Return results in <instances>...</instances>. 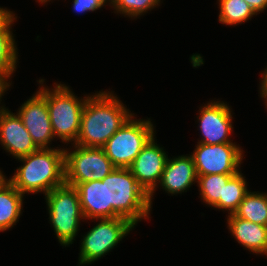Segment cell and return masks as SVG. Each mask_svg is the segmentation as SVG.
I'll return each mask as SVG.
<instances>
[{"label": "cell", "mask_w": 267, "mask_h": 266, "mask_svg": "<svg viewBox=\"0 0 267 266\" xmlns=\"http://www.w3.org/2000/svg\"><path fill=\"white\" fill-rule=\"evenodd\" d=\"M38 148H52L54 133L46 98L37 90L16 111Z\"/></svg>", "instance_id": "12"}, {"label": "cell", "mask_w": 267, "mask_h": 266, "mask_svg": "<svg viewBox=\"0 0 267 266\" xmlns=\"http://www.w3.org/2000/svg\"><path fill=\"white\" fill-rule=\"evenodd\" d=\"M66 184L77 189L85 221L111 218V206H107L106 181L93 180Z\"/></svg>", "instance_id": "15"}, {"label": "cell", "mask_w": 267, "mask_h": 266, "mask_svg": "<svg viewBox=\"0 0 267 266\" xmlns=\"http://www.w3.org/2000/svg\"><path fill=\"white\" fill-rule=\"evenodd\" d=\"M16 19L17 16L15 12L0 7V33H13L12 25Z\"/></svg>", "instance_id": "25"}, {"label": "cell", "mask_w": 267, "mask_h": 266, "mask_svg": "<svg viewBox=\"0 0 267 266\" xmlns=\"http://www.w3.org/2000/svg\"><path fill=\"white\" fill-rule=\"evenodd\" d=\"M0 144L15 159L39 149L18 114L5 106L0 108Z\"/></svg>", "instance_id": "13"}, {"label": "cell", "mask_w": 267, "mask_h": 266, "mask_svg": "<svg viewBox=\"0 0 267 266\" xmlns=\"http://www.w3.org/2000/svg\"><path fill=\"white\" fill-rule=\"evenodd\" d=\"M13 33H0V72L9 80L17 70L18 48Z\"/></svg>", "instance_id": "22"}, {"label": "cell", "mask_w": 267, "mask_h": 266, "mask_svg": "<svg viewBox=\"0 0 267 266\" xmlns=\"http://www.w3.org/2000/svg\"><path fill=\"white\" fill-rule=\"evenodd\" d=\"M52 0H37L36 2H39L40 4H46L47 2H50Z\"/></svg>", "instance_id": "31"}, {"label": "cell", "mask_w": 267, "mask_h": 266, "mask_svg": "<svg viewBox=\"0 0 267 266\" xmlns=\"http://www.w3.org/2000/svg\"><path fill=\"white\" fill-rule=\"evenodd\" d=\"M247 183L241 170L234 174L224 185L223 199H219L213 208L222 211L226 210L228 215L234 214L245 195L249 192Z\"/></svg>", "instance_id": "19"}, {"label": "cell", "mask_w": 267, "mask_h": 266, "mask_svg": "<svg viewBox=\"0 0 267 266\" xmlns=\"http://www.w3.org/2000/svg\"><path fill=\"white\" fill-rule=\"evenodd\" d=\"M45 200L49 223L59 243L63 247H69L78 235L80 220H85L77 189L64 183L47 193Z\"/></svg>", "instance_id": "5"}, {"label": "cell", "mask_w": 267, "mask_h": 266, "mask_svg": "<svg viewBox=\"0 0 267 266\" xmlns=\"http://www.w3.org/2000/svg\"><path fill=\"white\" fill-rule=\"evenodd\" d=\"M38 91L46 98L49 117L54 137L64 145L76 143L79 136L83 107L89 96L79 98L72 89L61 82L54 83L53 88L44 86L45 79L37 80Z\"/></svg>", "instance_id": "4"}, {"label": "cell", "mask_w": 267, "mask_h": 266, "mask_svg": "<svg viewBox=\"0 0 267 266\" xmlns=\"http://www.w3.org/2000/svg\"><path fill=\"white\" fill-rule=\"evenodd\" d=\"M17 160L21 165L7 179L23 195H46L65 183L64 147L39 148Z\"/></svg>", "instance_id": "2"}, {"label": "cell", "mask_w": 267, "mask_h": 266, "mask_svg": "<svg viewBox=\"0 0 267 266\" xmlns=\"http://www.w3.org/2000/svg\"><path fill=\"white\" fill-rule=\"evenodd\" d=\"M24 197L7 178L0 183V232L10 230L19 221Z\"/></svg>", "instance_id": "17"}, {"label": "cell", "mask_w": 267, "mask_h": 266, "mask_svg": "<svg viewBox=\"0 0 267 266\" xmlns=\"http://www.w3.org/2000/svg\"><path fill=\"white\" fill-rule=\"evenodd\" d=\"M133 114L114 91L101 90L89 94L75 144L102 148Z\"/></svg>", "instance_id": "1"}, {"label": "cell", "mask_w": 267, "mask_h": 266, "mask_svg": "<svg viewBox=\"0 0 267 266\" xmlns=\"http://www.w3.org/2000/svg\"><path fill=\"white\" fill-rule=\"evenodd\" d=\"M155 138L156 135L148 141L129 167L136 181L149 195L151 207L153 195L157 190L168 159V154L163 147L157 144Z\"/></svg>", "instance_id": "11"}, {"label": "cell", "mask_w": 267, "mask_h": 266, "mask_svg": "<svg viewBox=\"0 0 267 266\" xmlns=\"http://www.w3.org/2000/svg\"><path fill=\"white\" fill-rule=\"evenodd\" d=\"M106 181L107 206H111V218L122 217L135 226L149 219L152 207L149 195L139 185L129 168H114Z\"/></svg>", "instance_id": "3"}, {"label": "cell", "mask_w": 267, "mask_h": 266, "mask_svg": "<svg viewBox=\"0 0 267 266\" xmlns=\"http://www.w3.org/2000/svg\"><path fill=\"white\" fill-rule=\"evenodd\" d=\"M258 15L267 8V0H244Z\"/></svg>", "instance_id": "26"}, {"label": "cell", "mask_w": 267, "mask_h": 266, "mask_svg": "<svg viewBox=\"0 0 267 266\" xmlns=\"http://www.w3.org/2000/svg\"><path fill=\"white\" fill-rule=\"evenodd\" d=\"M161 0H110L109 6L113 8L116 14H122L124 17L137 19L146 14L149 10L160 6Z\"/></svg>", "instance_id": "23"}, {"label": "cell", "mask_w": 267, "mask_h": 266, "mask_svg": "<svg viewBox=\"0 0 267 266\" xmlns=\"http://www.w3.org/2000/svg\"><path fill=\"white\" fill-rule=\"evenodd\" d=\"M11 84L10 80L0 72V108L5 106L1 104V98H3L2 96H5L4 94L10 89V86H12Z\"/></svg>", "instance_id": "27"}, {"label": "cell", "mask_w": 267, "mask_h": 266, "mask_svg": "<svg viewBox=\"0 0 267 266\" xmlns=\"http://www.w3.org/2000/svg\"><path fill=\"white\" fill-rule=\"evenodd\" d=\"M261 81L259 82V91L260 92H267V67L263 71H261Z\"/></svg>", "instance_id": "28"}, {"label": "cell", "mask_w": 267, "mask_h": 266, "mask_svg": "<svg viewBox=\"0 0 267 266\" xmlns=\"http://www.w3.org/2000/svg\"><path fill=\"white\" fill-rule=\"evenodd\" d=\"M6 175L3 174V171L0 169V183L6 179Z\"/></svg>", "instance_id": "30"}, {"label": "cell", "mask_w": 267, "mask_h": 266, "mask_svg": "<svg viewBox=\"0 0 267 266\" xmlns=\"http://www.w3.org/2000/svg\"><path fill=\"white\" fill-rule=\"evenodd\" d=\"M93 220L98 223L82 235L80 241L78 266L90 265L105 257L135 228L134 224L122 217Z\"/></svg>", "instance_id": "7"}, {"label": "cell", "mask_w": 267, "mask_h": 266, "mask_svg": "<svg viewBox=\"0 0 267 266\" xmlns=\"http://www.w3.org/2000/svg\"><path fill=\"white\" fill-rule=\"evenodd\" d=\"M260 93V97L262 98V100H264L265 102V106L267 108V92H259Z\"/></svg>", "instance_id": "29"}, {"label": "cell", "mask_w": 267, "mask_h": 266, "mask_svg": "<svg viewBox=\"0 0 267 266\" xmlns=\"http://www.w3.org/2000/svg\"><path fill=\"white\" fill-rule=\"evenodd\" d=\"M233 112L231 106L221 100H211L199 108L197 122L201 133L197 143L215 145L233 143Z\"/></svg>", "instance_id": "10"}, {"label": "cell", "mask_w": 267, "mask_h": 266, "mask_svg": "<svg viewBox=\"0 0 267 266\" xmlns=\"http://www.w3.org/2000/svg\"><path fill=\"white\" fill-rule=\"evenodd\" d=\"M107 3L110 4V0H73L72 8L73 12L76 13H86L93 12L101 9Z\"/></svg>", "instance_id": "24"}, {"label": "cell", "mask_w": 267, "mask_h": 266, "mask_svg": "<svg viewBox=\"0 0 267 266\" xmlns=\"http://www.w3.org/2000/svg\"><path fill=\"white\" fill-rule=\"evenodd\" d=\"M227 228L236 241L252 254L267 257V226L227 215Z\"/></svg>", "instance_id": "16"}, {"label": "cell", "mask_w": 267, "mask_h": 266, "mask_svg": "<svg viewBox=\"0 0 267 266\" xmlns=\"http://www.w3.org/2000/svg\"><path fill=\"white\" fill-rule=\"evenodd\" d=\"M191 152L197 175L236 174L241 169L244 150L239 144H203L197 143Z\"/></svg>", "instance_id": "9"}, {"label": "cell", "mask_w": 267, "mask_h": 266, "mask_svg": "<svg viewBox=\"0 0 267 266\" xmlns=\"http://www.w3.org/2000/svg\"><path fill=\"white\" fill-rule=\"evenodd\" d=\"M64 167L65 183L102 180L115 168L103 148L76 144L64 148Z\"/></svg>", "instance_id": "8"}, {"label": "cell", "mask_w": 267, "mask_h": 266, "mask_svg": "<svg viewBox=\"0 0 267 266\" xmlns=\"http://www.w3.org/2000/svg\"><path fill=\"white\" fill-rule=\"evenodd\" d=\"M236 217L267 226V192L251 190L234 212Z\"/></svg>", "instance_id": "18"}, {"label": "cell", "mask_w": 267, "mask_h": 266, "mask_svg": "<svg viewBox=\"0 0 267 266\" xmlns=\"http://www.w3.org/2000/svg\"><path fill=\"white\" fill-rule=\"evenodd\" d=\"M133 114L102 147L115 168H129L156 130L151 118L135 119Z\"/></svg>", "instance_id": "6"}, {"label": "cell", "mask_w": 267, "mask_h": 266, "mask_svg": "<svg viewBox=\"0 0 267 266\" xmlns=\"http://www.w3.org/2000/svg\"><path fill=\"white\" fill-rule=\"evenodd\" d=\"M234 174L197 175V186L203 203L213 207L219 199H223L224 185Z\"/></svg>", "instance_id": "21"}, {"label": "cell", "mask_w": 267, "mask_h": 266, "mask_svg": "<svg viewBox=\"0 0 267 266\" xmlns=\"http://www.w3.org/2000/svg\"><path fill=\"white\" fill-rule=\"evenodd\" d=\"M219 6L218 21L223 25L237 26L251 20L257 14L244 0H217Z\"/></svg>", "instance_id": "20"}, {"label": "cell", "mask_w": 267, "mask_h": 266, "mask_svg": "<svg viewBox=\"0 0 267 266\" xmlns=\"http://www.w3.org/2000/svg\"><path fill=\"white\" fill-rule=\"evenodd\" d=\"M197 173L191 154L167 159L158 187L171 195L182 194L197 183Z\"/></svg>", "instance_id": "14"}]
</instances>
